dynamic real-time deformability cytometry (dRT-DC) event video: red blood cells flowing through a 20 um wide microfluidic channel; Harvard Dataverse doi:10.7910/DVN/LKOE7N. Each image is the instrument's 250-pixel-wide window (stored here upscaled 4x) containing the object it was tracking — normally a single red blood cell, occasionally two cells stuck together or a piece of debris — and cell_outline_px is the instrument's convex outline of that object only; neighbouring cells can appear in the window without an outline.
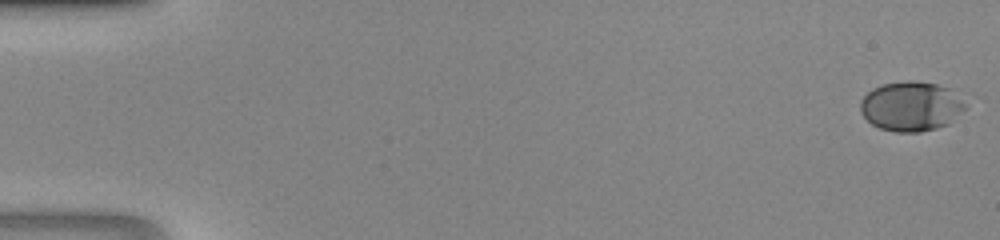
{"species": "human", "species_latin": "Homo sapiens", "temperature_condition": "room temperature", "stored_images_in_passage": 47, "camera_frame_rate_fps": 3000, "um_per_image_px": 0.085, "donor": {"sex": "male"}, "frame": {"image": 1, "passage_image": 1, "time_ms": 0.0, "image_size_px": [1000, 240], "cell_outline_px": [[964, 108], [948, 124], [936, 128], [920, 132], [896, 132], [880, 128], [872, 124], [860, 112], [860, 100], [872, 88], [884, 84], [908, 80], [912, 80], [936, 84], [948, 88], [964, 104]], "centroid_in_image_um": [77.37, 9.04], "position_along_channel_um": 7.6, "area_um2": 29.88}}
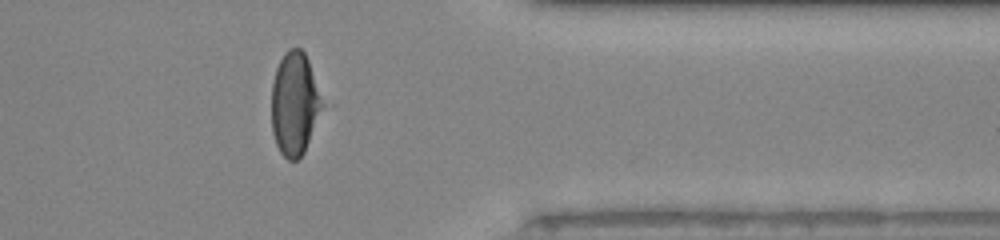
{"frame": {"image": 2, "passage_image": 39, "time_ms": 12.667, "image_size_px": [1000, 240], "cell_outline_px": [[332, 104], [304, 152], [296, 160], [288, 160], [280, 152], [276, 144], [272, 132], [272, 84], [276, 68], [284, 52], [288, 48], [300, 48], [304, 52]], "centroid_in_image_um": [25.21, 8.81], "position_along_channel_um": 386.2, "area_um2": 32.95}}
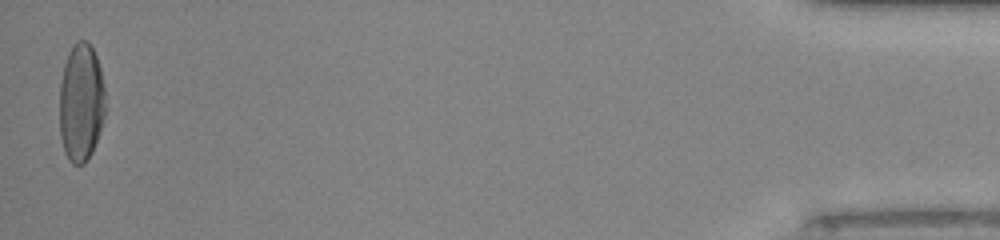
{"frame": {"image": 3, "passage_image": 47, "time_ms": 15.333, "image_size_px": [1000, 240], "cell_outline_px": [[108, 108], [92, 152], [84, 164], [72, 164], [68, 160], [64, 152], [60, 136], [60, 84], [64, 64], [68, 52], [72, 44], [76, 40], [88, 40], [96, 56], [100, 68]], "centroid_in_image_um": [6.91, 8.71], "position_along_channel_um": 428.3, "area_um2": 32.19}}